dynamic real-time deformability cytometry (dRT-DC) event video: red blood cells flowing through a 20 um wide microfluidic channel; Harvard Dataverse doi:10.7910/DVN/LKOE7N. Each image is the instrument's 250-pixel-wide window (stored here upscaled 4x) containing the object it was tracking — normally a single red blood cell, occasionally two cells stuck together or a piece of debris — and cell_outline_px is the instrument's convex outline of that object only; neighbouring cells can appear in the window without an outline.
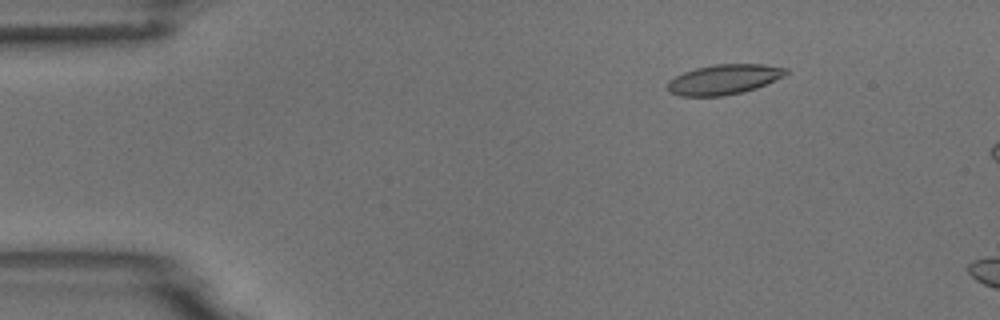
{"species": "common noctule bat (a hibernating species)", "species_latin": "Nyctalus noctula", "temperature_condition": "room temperature", "stored_images_in_passage": 4, "camera_frame_rate_fps": 3000, "um_per_image_px": 0.085, "animal": {"sex": "male", "body_mass_g": 18.8}, "frame": {"image": 1, "passage_image": 2, "time_ms": 1.0, "image_size_px": [1000, 320], "cell_outline_px": [[788, 72], [784, 76], [756, 88], [744, 92], [724, 96], [680, 96], [668, 92], [668, 80], [684, 72], [696, 68], [716, 64], [764, 64], [788, 68]], "centroid_in_image_um": [61.54, 6.75], "position_along_channel_um": 23.5, "area_um2": 20.75}}